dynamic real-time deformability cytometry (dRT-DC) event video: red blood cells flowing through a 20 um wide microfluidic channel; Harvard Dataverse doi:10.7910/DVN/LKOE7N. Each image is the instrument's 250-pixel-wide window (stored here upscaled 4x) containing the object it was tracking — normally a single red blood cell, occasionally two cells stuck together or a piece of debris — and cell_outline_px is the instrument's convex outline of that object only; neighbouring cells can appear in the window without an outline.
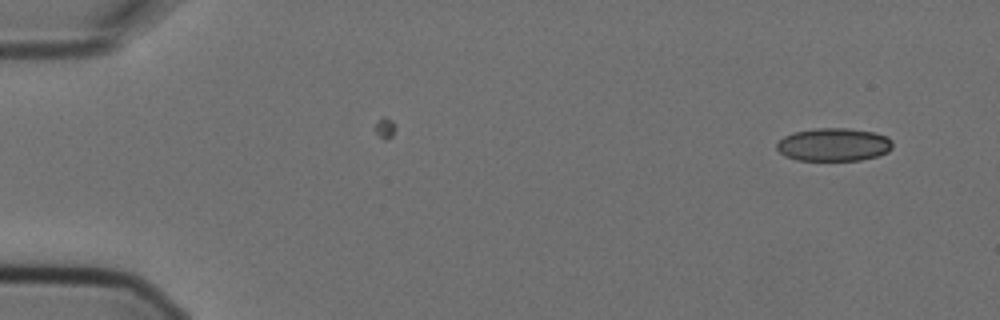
{"species": "Egyptian fruit bat (a non-hibernating species)", "species_latin": "Rousettus aegyptiacus", "temperature_condition": "cold", "stored_images_in_passage": 3, "camera_frame_rate_fps": 3000, "um_per_image_px": 0.085, "animal": {"sex": "female"}, "frame": {"image": 1, "passage_image": 3, "time_ms": 0.667, "image_size_px": [1000, 320], "cell_outline_px": [[892, 148], [888, 152], [876, 156], [860, 160], [796, 160], [784, 156], [776, 148], [776, 144], [784, 136], [792, 132], [816, 128], [848, 128], [876, 132], [888, 136], [892, 140]], "centroid_in_image_um": [70.87, 12.28], "position_along_channel_um": 14.1, "area_um2": 22.54}}